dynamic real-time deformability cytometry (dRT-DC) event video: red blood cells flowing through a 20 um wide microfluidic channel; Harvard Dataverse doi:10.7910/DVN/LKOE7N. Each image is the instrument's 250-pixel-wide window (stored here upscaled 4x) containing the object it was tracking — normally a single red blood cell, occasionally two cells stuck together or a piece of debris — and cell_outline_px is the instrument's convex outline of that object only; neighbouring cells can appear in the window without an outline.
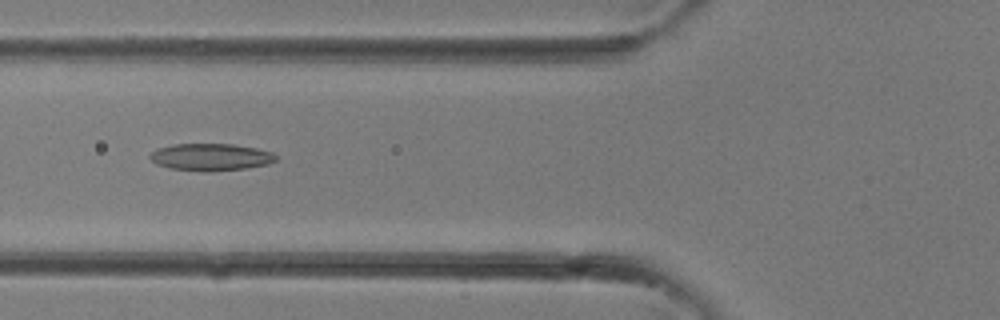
{"species": "common noctule bat (a hibernating species)", "species_latin": "Nyctalus noctula", "temperature_condition": "room temperature", "stored_images_in_passage": 32, "camera_frame_rate_fps": 3000, "um_per_image_px": 0.085, "animal": {"sex": "female"}, "frame": {"image": 1, "passage_image": 12, "time_ms": 3.667, "image_size_px": [1000, 320], "cell_outline_px": [[276, 160], [268, 164], [248, 168], [208, 172], [204, 172], [168, 168], [156, 164], [148, 156], [152, 152], [160, 148], [172, 144], [232, 144], [256, 148], [272, 152], [276, 156]], "centroid_in_image_um": [17.91, 13.36], "position_along_channel_um": 107.9, "area_um2": 20.0}}
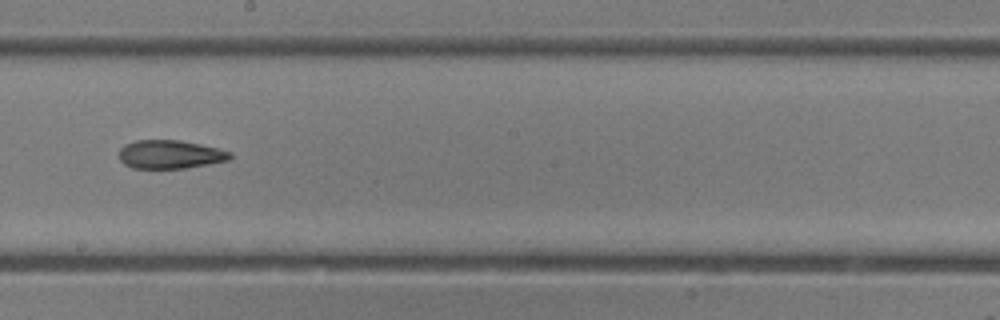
{"frame": {"image": 2, "passage_image": 18, "time_ms": 5.667, "image_size_px": [1000, 320], "cell_outline_px": [[232, 156], [228, 160], [208, 164], [184, 168], [132, 168], [124, 164], [120, 160], [120, 148], [124, 144], [136, 140], [180, 140], [200, 144], [232, 152]], "centroid_in_image_um": [14.44, 13.12], "position_along_channel_um": 233.8, "area_um2": 18.38}}
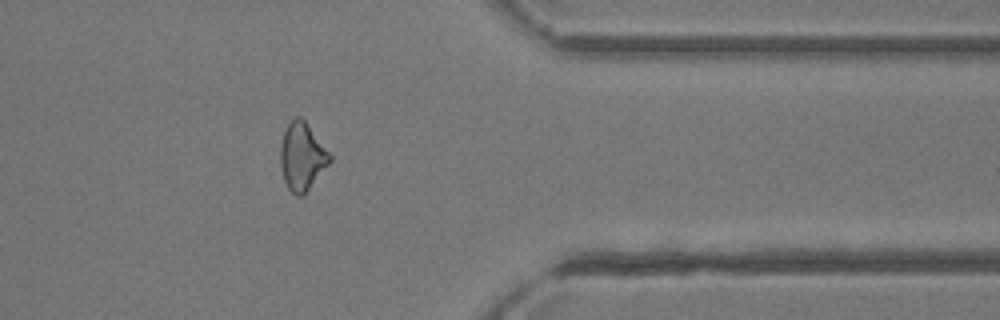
{"frame": {"image": 3, "passage_image": 26, "time_ms": 8.333, "image_size_px": [1000, 320], "cell_outline_px": [[332, 160], [304, 196], [296, 196], [288, 188], [284, 180], [280, 164], [280, 144], [284, 128], [288, 120], [292, 116], [300, 116], [304, 120], [332, 156]], "centroid_in_image_um": [25.65, 13.29], "position_along_channel_um": 385.8, "area_um2": 19.77}}